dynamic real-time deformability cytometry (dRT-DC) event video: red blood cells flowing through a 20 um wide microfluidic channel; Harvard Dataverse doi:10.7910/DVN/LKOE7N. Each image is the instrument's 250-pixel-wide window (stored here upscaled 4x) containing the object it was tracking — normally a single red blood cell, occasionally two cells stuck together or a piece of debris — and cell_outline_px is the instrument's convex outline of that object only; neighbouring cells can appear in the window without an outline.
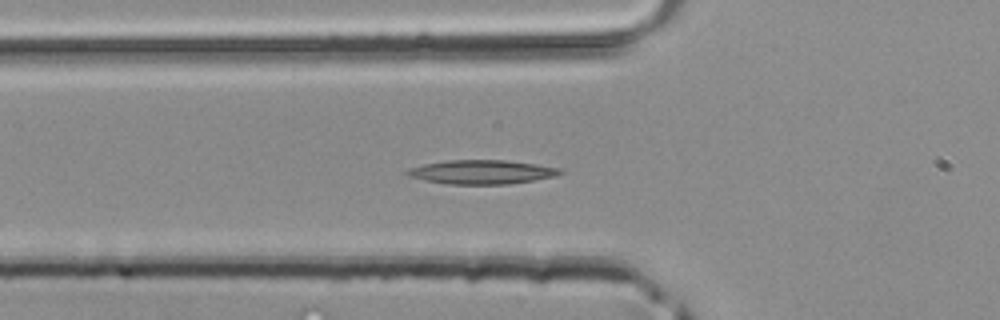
{"species": "common noctule bat (a hibernating species)", "species_latin": "Nyctalus noctula", "temperature_condition": "room temperature", "stored_images_in_passage": 41, "camera_frame_rate_fps": 3000, "um_per_image_px": 0.085, "animal": {"sex": "male", "body_mass_g": 20.4}, "frame": {"image": 1, "passage_image": 16, "time_ms": 5.0, "image_size_px": [1000, 320], "cell_outline_px": [[564, 172], [556, 176], [536, 180], [508, 184], [448, 184], [424, 180], [408, 176], [404, 172], [408, 168], [424, 164], [448, 160], [504, 160], [536, 164], [560, 168]], "centroid_in_image_um": [40.95, 14.62], "position_along_channel_um": 84.9, "area_um2": 21.44}}
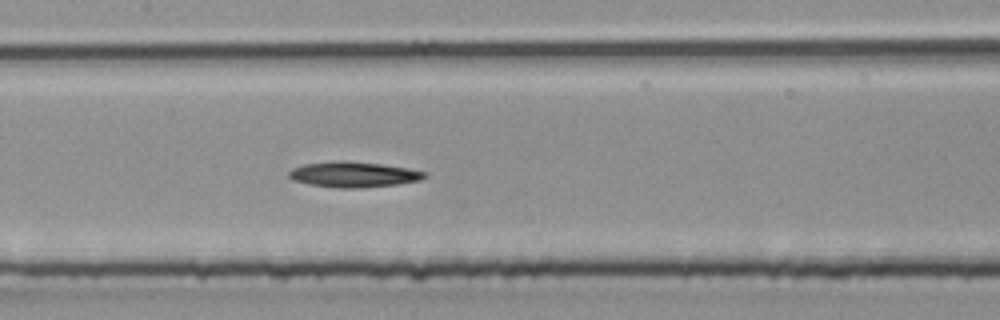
{"frame": {"image": 2, "passage_image": 22, "time_ms": 7.0, "image_size_px": [1000, 320], "cell_outline_px": [[428, 176], [420, 180], [396, 184], [360, 188], [336, 188], [308, 184], [292, 180], [288, 176], [288, 172], [292, 168], [304, 164], [336, 160], [380, 164], [408, 168], [428, 172]], "centroid_in_image_um": [30.03, 14.83], "position_along_channel_um": 177.4, "area_um2": 20.23}}
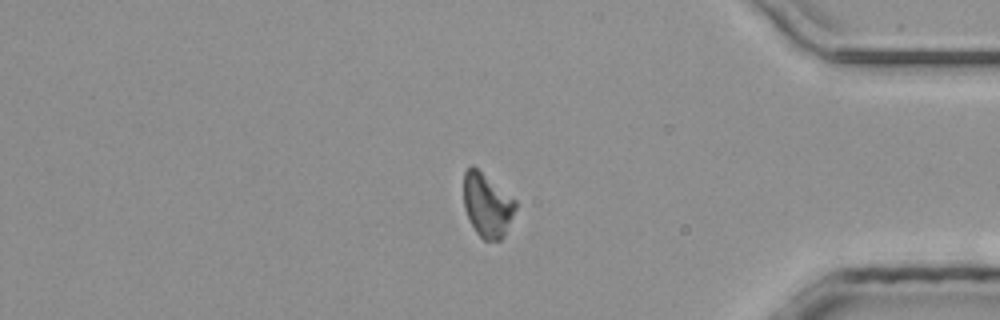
{"frame": {"image": 3, "passage_image": 38, "time_ms": 12.333, "image_size_px": [1000, 320], "cell_outline_px": [[516, 208], [504, 236], [500, 240], [484, 240], [476, 232], [464, 208], [464, 172], [472, 164], [516, 200]], "centroid_in_image_um": [41.41, 17.43], "position_along_channel_um": 393.8, "area_um2": 19.02}}